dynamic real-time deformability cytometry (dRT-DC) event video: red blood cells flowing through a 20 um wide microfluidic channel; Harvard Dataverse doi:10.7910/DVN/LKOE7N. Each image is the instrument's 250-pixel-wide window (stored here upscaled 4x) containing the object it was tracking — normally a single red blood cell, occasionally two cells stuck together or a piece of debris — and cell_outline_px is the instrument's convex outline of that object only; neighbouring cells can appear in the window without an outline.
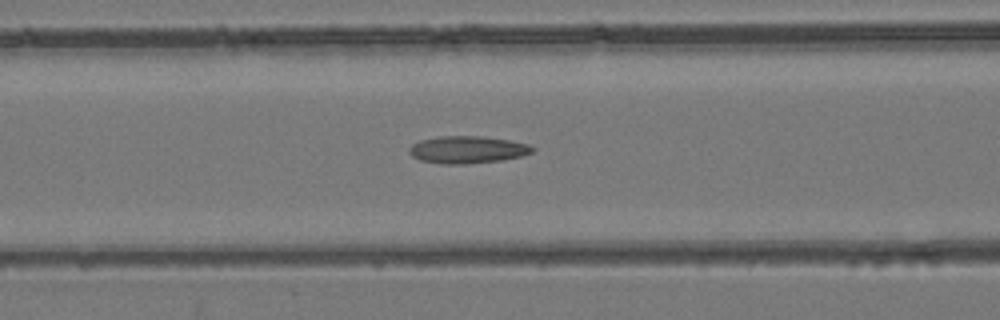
{"species": "common noctule bat (a hibernating species)", "species_latin": "Nyctalus noctula", "temperature_condition": "room temperature", "stored_images_in_passage": 54, "camera_frame_rate_fps": 3000, "um_per_image_px": 0.085, "animal": {"sex": "female", "body_mass_g": 24.6, "forearm_length_mm": 56.2}, "frame": {"image": 1, "passage_image": 23, "time_ms": 7.333, "image_size_px": [1000, 320], "cell_outline_px": [[536, 148], [532, 152], [520, 156], [504, 160], [464, 164], [444, 164], [420, 160], [412, 156], [408, 152], [408, 148], [412, 144], [420, 140], [440, 136], [484, 136], [508, 140], [528, 144]], "centroid_in_image_um": [39.72, 12.72], "position_along_channel_um": 126.9, "area_um2": 19.65}}
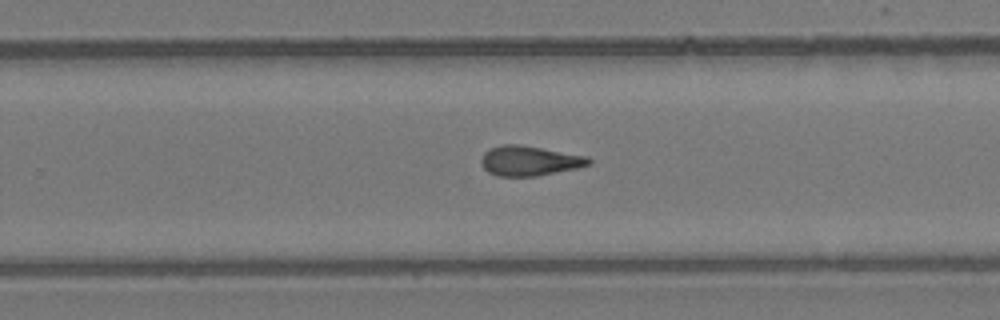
{"frame": {"image": 2, "passage_image": 35, "time_ms": 11.333, "image_size_px": [1000, 320], "cell_outline_px": [[592, 164], [576, 168], [536, 176], [496, 176], [488, 172], [480, 164], [480, 160], [484, 152], [488, 148], [504, 144], [520, 144], [588, 156], [592, 160]], "centroid_in_image_um": [44.98, 13.66], "position_along_channel_um": 284.8, "area_um2": 18.9}}
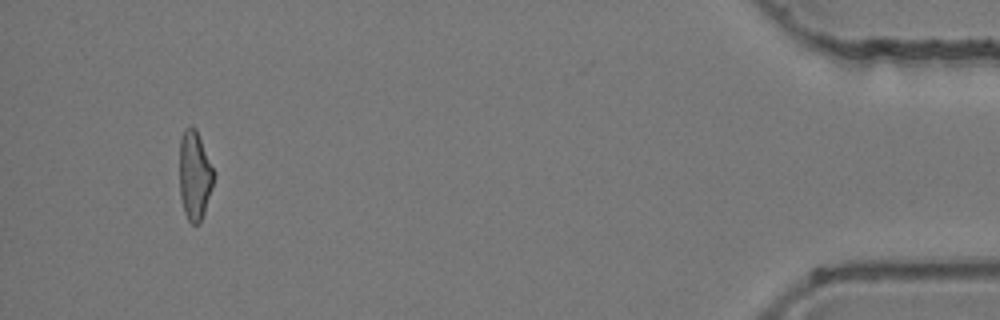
{"frame": {"image": 3, "passage_image": 51, "time_ms": 16.667, "image_size_px": [1000, 320], "cell_outline_px": [[216, 172], [204, 212], [200, 224], [192, 224], [188, 220], [184, 212], [180, 196], [180, 136], [184, 128], [192, 124], [196, 128]], "centroid_in_image_um": [16.55, 14.85], "position_along_channel_um": 418.7, "area_um2": 18.03}, "authors_computed_cell_mechanics": {"area_um2": 18.7272, "velocity_mm_per_s": 3.9525, "shape_relaxation_time_tau1_ms": null, "shape_relaxation_time_tau2_ms": 6.0145, "deformation_change_tau1": null, "deformation_change_tau2": 0.1994}}